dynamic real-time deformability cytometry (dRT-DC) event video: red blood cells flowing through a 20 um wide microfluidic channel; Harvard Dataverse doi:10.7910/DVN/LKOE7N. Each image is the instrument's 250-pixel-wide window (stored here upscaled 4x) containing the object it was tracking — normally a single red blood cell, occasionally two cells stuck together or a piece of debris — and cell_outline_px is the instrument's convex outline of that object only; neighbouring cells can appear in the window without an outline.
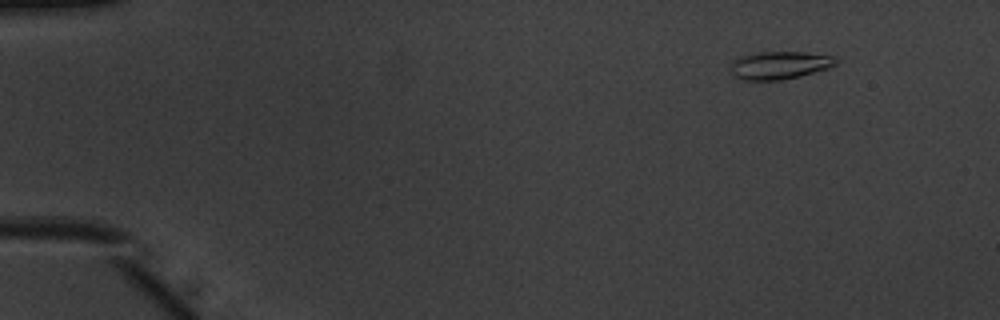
{"species": "common noctule bat (a hibernating species)", "species_latin": "Nyctalus noctula", "temperature_condition": "warm", "stored_images_in_passage": 49, "camera_frame_rate_fps": 3000, "um_per_image_px": 0.085, "animal": {"sex": "male", "body_mass_g": 20.1, "forearm_length_mm": 53.5}, "frame": {"image": 1, "passage_image": 2, "time_ms": 0.333, "image_size_px": [1000, 320], "cell_outline_px": [[840, 60], [836, 64], [828, 68], [800, 76], [780, 80], [736, 80], [732, 72], [732, 64], [740, 56], [756, 52], [804, 52], [836, 56]], "centroid_in_image_um": [66.3, 5.54], "position_along_channel_um": 18.7, "area_um2": 17.17}}
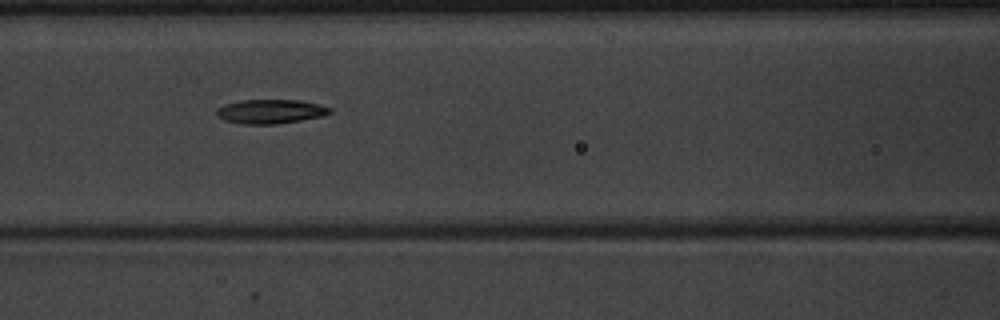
{"frame": {"image": 2, "passage_image": 20, "time_ms": 6.333, "image_size_px": [1000, 320], "cell_outline_px": [[332, 112], [320, 116], [300, 120], [276, 124], [240, 124], [224, 120], [216, 116], [216, 108], [224, 104], [240, 100], [300, 100], [320, 104], [332, 108]], "centroid_in_image_um": [22.95, 9.47], "position_along_channel_um": 143.6, "area_um2": 16.07}}
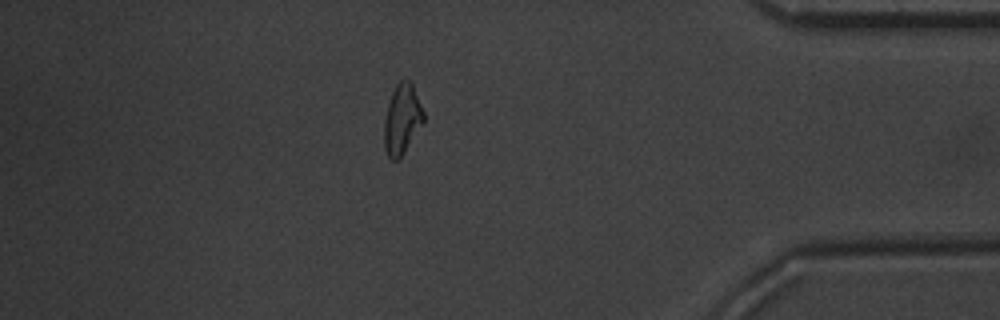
{"frame": {"image": 3, "passage_image": 42, "time_ms": 13.667, "image_size_px": [1000, 320], "cell_outline_px": [[424, 120], [400, 160], [392, 160], [388, 156], [384, 148], [384, 120], [388, 104], [392, 92], [396, 84], [404, 76], [412, 84], [424, 112]], "centroid_in_image_um": [34.16, 10.14], "position_along_channel_um": 401.0, "area_um2": 16.13}, "authors_computed_cell_mechanics": {"area_um2": 16.0684, "velocity_mm_per_s": 3.9426, "shape_relaxation_time_tau1_ms": 3.9152, "shape_relaxation_time_tau2_ms": 4.0344, "deformation_change_tau1": 0.1823, "deformation_change_tau2": 0.1355}}